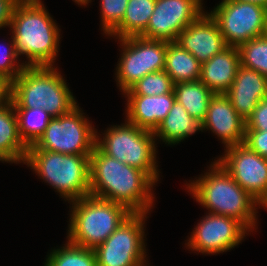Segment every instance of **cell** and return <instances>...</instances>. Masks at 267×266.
<instances>
[{
    "mask_svg": "<svg viewBox=\"0 0 267 266\" xmlns=\"http://www.w3.org/2000/svg\"><path fill=\"white\" fill-rule=\"evenodd\" d=\"M90 195L125 206L131 213H148L156 183L139 168L109 157L97 146L90 155Z\"/></svg>",
    "mask_w": 267,
    "mask_h": 266,
    "instance_id": "cell-1",
    "label": "cell"
},
{
    "mask_svg": "<svg viewBox=\"0 0 267 266\" xmlns=\"http://www.w3.org/2000/svg\"><path fill=\"white\" fill-rule=\"evenodd\" d=\"M17 55L26 66H53L58 53L59 29L40 0H21L10 25Z\"/></svg>",
    "mask_w": 267,
    "mask_h": 266,
    "instance_id": "cell-2",
    "label": "cell"
},
{
    "mask_svg": "<svg viewBox=\"0 0 267 266\" xmlns=\"http://www.w3.org/2000/svg\"><path fill=\"white\" fill-rule=\"evenodd\" d=\"M213 163L210 172L191 182L187 188L197 202L210 209V213L237 219L247 229H253L256 223L255 206L260 204L218 161Z\"/></svg>",
    "mask_w": 267,
    "mask_h": 266,
    "instance_id": "cell-3",
    "label": "cell"
},
{
    "mask_svg": "<svg viewBox=\"0 0 267 266\" xmlns=\"http://www.w3.org/2000/svg\"><path fill=\"white\" fill-rule=\"evenodd\" d=\"M14 108H43L52 118L77 106L63 76L52 66H26L12 82Z\"/></svg>",
    "mask_w": 267,
    "mask_h": 266,
    "instance_id": "cell-4",
    "label": "cell"
},
{
    "mask_svg": "<svg viewBox=\"0 0 267 266\" xmlns=\"http://www.w3.org/2000/svg\"><path fill=\"white\" fill-rule=\"evenodd\" d=\"M24 163L71 202L90 195V156L50 152L30 145Z\"/></svg>",
    "mask_w": 267,
    "mask_h": 266,
    "instance_id": "cell-5",
    "label": "cell"
},
{
    "mask_svg": "<svg viewBox=\"0 0 267 266\" xmlns=\"http://www.w3.org/2000/svg\"><path fill=\"white\" fill-rule=\"evenodd\" d=\"M72 203L69 242L90 249L102 244L132 214L121 204L91 195Z\"/></svg>",
    "mask_w": 267,
    "mask_h": 266,
    "instance_id": "cell-6",
    "label": "cell"
},
{
    "mask_svg": "<svg viewBox=\"0 0 267 266\" xmlns=\"http://www.w3.org/2000/svg\"><path fill=\"white\" fill-rule=\"evenodd\" d=\"M126 122L107 129L103 140L99 141V136H96V146L109 157L139 168L157 182L159 173L154 133Z\"/></svg>",
    "mask_w": 267,
    "mask_h": 266,
    "instance_id": "cell-7",
    "label": "cell"
},
{
    "mask_svg": "<svg viewBox=\"0 0 267 266\" xmlns=\"http://www.w3.org/2000/svg\"><path fill=\"white\" fill-rule=\"evenodd\" d=\"M82 114L77 105L69 113L51 118L34 146L61 154L90 156L96 146L97 132Z\"/></svg>",
    "mask_w": 267,
    "mask_h": 266,
    "instance_id": "cell-8",
    "label": "cell"
},
{
    "mask_svg": "<svg viewBox=\"0 0 267 266\" xmlns=\"http://www.w3.org/2000/svg\"><path fill=\"white\" fill-rule=\"evenodd\" d=\"M210 15L227 46L239 47L267 34V8L259 4L223 0Z\"/></svg>",
    "mask_w": 267,
    "mask_h": 266,
    "instance_id": "cell-9",
    "label": "cell"
},
{
    "mask_svg": "<svg viewBox=\"0 0 267 266\" xmlns=\"http://www.w3.org/2000/svg\"><path fill=\"white\" fill-rule=\"evenodd\" d=\"M146 213H132L100 245L94 248L97 266H144L143 222Z\"/></svg>",
    "mask_w": 267,
    "mask_h": 266,
    "instance_id": "cell-10",
    "label": "cell"
},
{
    "mask_svg": "<svg viewBox=\"0 0 267 266\" xmlns=\"http://www.w3.org/2000/svg\"><path fill=\"white\" fill-rule=\"evenodd\" d=\"M119 40L124 47L116 75L123 92L147 74L164 70L168 42L141 36L125 37Z\"/></svg>",
    "mask_w": 267,
    "mask_h": 266,
    "instance_id": "cell-11",
    "label": "cell"
},
{
    "mask_svg": "<svg viewBox=\"0 0 267 266\" xmlns=\"http://www.w3.org/2000/svg\"><path fill=\"white\" fill-rule=\"evenodd\" d=\"M226 154L217 160L231 177L260 205L267 200V158L246 145L227 147Z\"/></svg>",
    "mask_w": 267,
    "mask_h": 266,
    "instance_id": "cell-12",
    "label": "cell"
},
{
    "mask_svg": "<svg viewBox=\"0 0 267 266\" xmlns=\"http://www.w3.org/2000/svg\"><path fill=\"white\" fill-rule=\"evenodd\" d=\"M202 11L201 0H156L147 28L140 36L174 42Z\"/></svg>",
    "mask_w": 267,
    "mask_h": 266,
    "instance_id": "cell-13",
    "label": "cell"
},
{
    "mask_svg": "<svg viewBox=\"0 0 267 266\" xmlns=\"http://www.w3.org/2000/svg\"><path fill=\"white\" fill-rule=\"evenodd\" d=\"M247 230L237 219L209 212L193 230L187 245L199 253H222L241 243Z\"/></svg>",
    "mask_w": 267,
    "mask_h": 266,
    "instance_id": "cell-14",
    "label": "cell"
},
{
    "mask_svg": "<svg viewBox=\"0 0 267 266\" xmlns=\"http://www.w3.org/2000/svg\"><path fill=\"white\" fill-rule=\"evenodd\" d=\"M175 42L190 52L201 64L227 47L216 21L204 11L178 34Z\"/></svg>",
    "mask_w": 267,
    "mask_h": 266,
    "instance_id": "cell-15",
    "label": "cell"
},
{
    "mask_svg": "<svg viewBox=\"0 0 267 266\" xmlns=\"http://www.w3.org/2000/svg\"><path fill=\"white\" fill-rule=\"evenodd\" d=\"M202 130L210 129L227 147L244 143L246 121L237 113L226 94H214L209 101Z\"/></svg>",
    "mask_w": 267,
    "mask_h": 266,
    "instance_id": "cell-16",
    "label": "cell"
},
{
    "mask_svg": "<svg viewBox=\"0 0 267 266\" xmlns=\"http://www.w3.org/2000/svg\"><path fill=\"white\" fill-rule=\"evenodd\" d=\"M225 94L237 113L246 121L260 100L267 96V77L240 65L230 89Z\"/></svg>",
    "mask_w": 267,
    "mask_h": 266,
    "instance_id": "cell-17",
    "label": "cell"
},
{
    "mask_svg": "<svg viewBox=\"0 0 267 266\" xmlns=\"http://www.w3.org/2000/svg\"><path fill=\"white\" fill-rule=\"evenodd\" d=\"M127 97V121L152 132L168 115L175 102L173 91L163 95H127Z\"/></svg>",
    "mask_w": 267,
    "mask_h": 266,
    "instance_id": "cell-18",
    "label": "cell"
},
{
    "mask_svg": "<svg viewBox=\"0 0 267 266\" xmlns=\"http://www.w3.org/2000/svg\"><path fill=\"white\" fill-rule=\"evenodd\" d=\"M240 65L238 47L227 46L209 61L202 63L200 81L214 94H225L230 89Z\"/></svg>",
    "mask_w": 267,
    "mask_h": 266,
    "instance_id": "cell-19",
    "label": "cell"
},
{
    "mask_svg": "<svg viewBox=\"0 0 267 266\" xmlns=\"http://www.w3.org/2000/svg\"><path fill=\"white\" fill-rule=\"evenodd\" d=\"M28 147L18 132V119L12 102L0 108V161H25Z\"/></svg>",
    "mask_w": 267,
    "mask_h": 266,
    "instance_id": "cell-20",
    "label": "cell"
},
{
    "mask_svg": "<svg viewBox=\"0 0 267 266\" xmlns=\"http://www.w3.org/2000/svg\"><path fill=\"white\" fill-rule=\"evenodd\" d=\"M198 130H202L201 123L191 117L185 108L175 100L168 115L153 133L155 137H159L165 143L176 144Z\"/></svg>",
    "mask_w": 267,
    "mask_h": 266,
    "instance_id": "cell-21",
    "label": "cell"
},
{
    "mask_svg": "<svg viewBox=\"0 0 267 266\" xmlns=\"http://www.w3.org/2000/svg\"><path fill=\"white\" fill-rule=\"evenodd\" d=\"M202 64L179 44L168 42L164 71L172 82L197 81L201 77Z\"/></svg>",
    "mask_w": 267,
    "mask_h": 266,
    "instance_id": "cell-22",
    "label": "cell"
},
{
    "mask_svg": "<svg viewBox=\"0 0 267 266\" xmlns=\"http://www.w3.org/2000/svg\"><path fill=\"white\" fill-rule=\"evenodd\" d=\"M173 92L175 100L185 108L191 117L202 123L214 93L200 80L175 83Z\"/></svg>",
    "mask_w": 267,
    "mask_h": 266,
    "instance_id": "cell-23",
    "label": "cell"
},
{
    "mask_svg": "<svg viewBox=\"0 0 267 266\" xmlns=\"http://www.w3.org/2000/svg\"><path fill=\"white\" fill-rule=\"evenodd\" d=\"M156 0H129L120 24L109 34L120 38L140 36L147 28Z\"/></svg>",
    "mask_w": 267,
    "mask_h": 266,
    "instance_id": "cell-24",
    "label": "cell"
},
{
    "mask_svg": "<svg viewBox=\"0 0 267 266\" xmlns=\"http://www.w3.org/2000/svg\"><path fill=\"white\" fill-rule=\"evenodd\" d=\"M21 140L29 147L44 134L52 118L43 108H14Z\"/></svg>",
    "mask_w": 267,
    "mask_h": 266,
    "instance_id": "cell-25",
    "label": "cell"
},
{
    "mask_svg": "<svg viewBox=\"0 0 267 266\" xmlns=\"http://www.w3.org/2000/svg\"><path fill=\"white\" fill-rule=\"evenodd\" d=\"M45 266H97L93 249L68 243L61 249H54Z\"/></svg>",
    "mask_w": 267,
    "mask_h": 266,
    "instance_id": "cell-26",
    "label": "cell"
},
{
    "mask_svg": "<svg viewBox=\"0 0 267 266\" xmlns=\"http://www.w3.org/2000/svg\"><path fill=\"white\" fill-rule=\"evenodd\" d=\"M238 49L243 67L267 77V34L241 44Z\"/></svg>",
    "mask_w": 267,
    "mask_h": 266,
    "instance_id": "cell-27",
    "label": "cell"
},
{
    "mask_svg": "<svg viewBox=\"0 0 267 266\" xmlns=\"http://www.w3.org/2000/svg\"><path fill=\"white\" fill-rule=\"evenodd\" d=\"M174 89V83L170 76L164 71L149 73L124 93L127 95H163L171 93Z\"/></svg>",
    "mask_w": 267,
    "mask_h": 266,
    "instance_id": "cell-28",
    "label": "cell"
},
{
    "mask_svg": "<svg viewBox=\"0 0 267 266\" xmlns=\"http://www.w3.org/2000/svg\"><path fill=\"white\" fill-rule=\"evenodd\" d=\"M102 24L105 34H110L122 21L129 0H100Z\"/></svg>",
    "mask_w": 267,
    "mask_h": 266,
    "instance_id": "cell-29",
    "label": "cell"
},
{
    "mask_svg": "<svg viewBox=\"0 0 267 266\" xmlns=\"http://www.w3.org/2000/svg\"><path fill=\"white\" fill-rule=\"evenodd\" d=\"M6 49V48H5ZM18 57L15 50L14 39L12 38V43L10 44V49L3 50L0 47V76L9 79L11 82L23 71L26 64L22 63L20 65H15L16 58ZM16 66V67H15Z\"/></svg>",
    "mask_w": 267,
    "mask_h": 266,
    "instance_id": "cell-30",
    "label": "cell"
},
{
    "mask_svg": "<svg viewBox=\"0 0 267 266\" xmlns=\"http://www.w3.org/2000/svg\"><path fill=\"white\" fill-rule=\"evenodd\" d=\"M243 144L260 156L267 158V131L246 130Z\"/></svg>",
    "mask_w": 267,
    "mask_h": 266,
    "instance_id": "cell-31",
    "label": "cell"
},
{
    "mask_svg": "<svg viewBox=\"0 0 267 266\" xmlns=\"http://www.w3.org/2000/svg\"><path fill=\"white\" fill-rule=\"evenodd\" d=\"M246 130L267 131V96L260 100L252 115L246 120Z\"/></svg>",
    "mask_w": 267,
    "mask_h": 266,
    "instance_id": "cell-32",
    "label": "cell"
},
{
    "mask_svg": "<svg viewBox=\"0 0 267 266\" xmlns=\"http://www.w3.org/2000/svg\"><path fill=\"white\" fill-rule=\"evenodd\" d=\"M21 0H0V28L10 26L14 10Z\"/></svg>",
    "mask_w": 267,
    "mask_h": 266,
    "instance_id": "cell-33",
    "label": "cell"
},
{
    "mask_svg": "<svg viewBox=\"0 0 267 266\" xmlns=\"http://www.w3.org/2000/svg\"><path fill=\"white\" fill-rule=\"evenodd\" d=\"M12 102V82L0 76V108Z\"/></svg>",
    "mask_w": 267,
    "mask_h": 266,
    "instance_id": "cell-34",
    "label": "cell"
},
{
    "mask_svg": "<svg viewBox=\"0 0 267 266\" xmlns=\"http://www.w3.org/2000/svg\"><path fill=\"white\" fill-rule=\"evenodd\" d=\"M226 1H237V2L256 3V4H259V5L267 8V0H226Z\"/></svg>",
    "mask_w": 267,
    "mask_h": 266,
    "instance_id": "cell-35",
    "label": "cell"
},
{
    "mask_svg": "<svg viewBox=\"0 0 267 266\" xmlns=\"http://www.w3.org/2000/svg\"><path fill=\"white\" fill-rule=\"evenodd\" d=\"M89 1H91V0H74V2H77L80 5H82V4L86 5L89 3Z\"/></svg>",
    "mask_w": 267,
    "mask_h": 266,
    "instance_id": "cell-36",
    "label": "cell"
},
{
    "mask_svg": "<svg viewBox=\"0 0 267 266\" xmlns=\"http://www.w3.org/2000/svg\"><path fill=\"white\" fill-rule=\"evenodd\" d=\"M261 206L267 208V200Z\"/></svg>",
    "mask_w": 267,
    "mask_h": 266,
    "instance_id": "cell-37",
    "label": "cell"
}]
</instances>
